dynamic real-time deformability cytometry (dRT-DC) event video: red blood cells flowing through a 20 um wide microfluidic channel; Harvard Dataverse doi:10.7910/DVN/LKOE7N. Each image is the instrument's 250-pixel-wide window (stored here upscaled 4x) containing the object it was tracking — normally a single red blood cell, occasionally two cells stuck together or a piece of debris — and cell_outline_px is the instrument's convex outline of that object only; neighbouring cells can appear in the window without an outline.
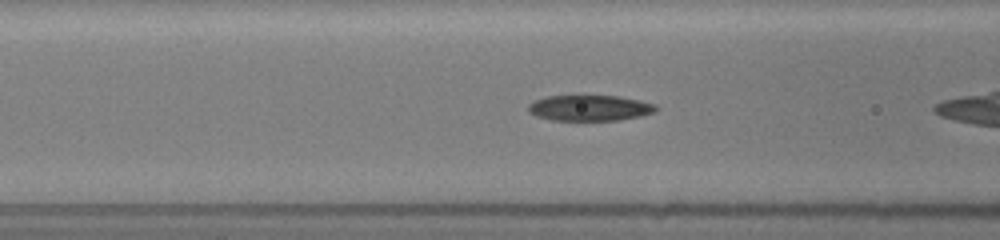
{"species": "common noctule bat (a hibernating species)", "species_latin": "Nyctalus noctula", "temperature_condition": "room temperature", "stored_images_in_passage": 25, "camera_frame_rate_fps": 3000, "um_per_image_px": 0.085, "animal": {"sex": "female", "body_mass_g": 19.5, "forearm_length_mm": 54.1}, "frame": {"image": 1, "passage_image": 24, "time_ms": 5.667, "image_size_px": [1000, 240], "cell_outline_px": [[660, 108], [656, 112], [640, 116], [620, 120], [552, 120], [536, 116], [528, 112], [528, 104], [544, 96], [620, 96], [640, 100], [656, 104]], "centroid_in_image_um": [50.16, 9.17], "position_along_channel_um": 116.4, "area_um2": 19.31}}